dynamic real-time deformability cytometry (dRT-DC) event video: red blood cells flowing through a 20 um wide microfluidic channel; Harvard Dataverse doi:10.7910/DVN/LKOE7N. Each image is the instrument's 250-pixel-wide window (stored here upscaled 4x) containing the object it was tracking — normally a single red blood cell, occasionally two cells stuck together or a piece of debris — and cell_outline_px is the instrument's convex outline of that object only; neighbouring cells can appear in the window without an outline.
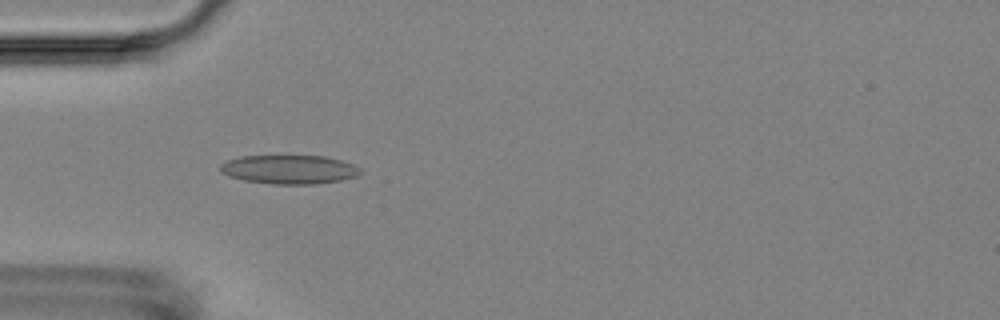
{"species": "Egyptian fruit bat (a non-hibernating species)", "species_latin": "Rousettus aegyptiacus", "temperature_condition": "room temperature", "stored_images_in_passage": 5, "camera_frame_rate_fps": 3000, "um_per_image_px": 0.085, "animal": {"sex": "female"}, "frame": {"image": 1, "passage_image": 4, "time_ms": 3.333, "image_size_px": [1000, 320], "cell_outline_px": [[364, 172], [356, 176], [340, 180], [316, 184], [272, 184], [244, 180], [228, 176], [220, 172], [220, 164], [228, 160], [240, 156], [324, 156], [340, 160], [352, 164], [360, 168]], "centroid_in_image_um": [24.58, 14.41], "position_along_channel_um": 60.4, "area_um2": 23.58}}
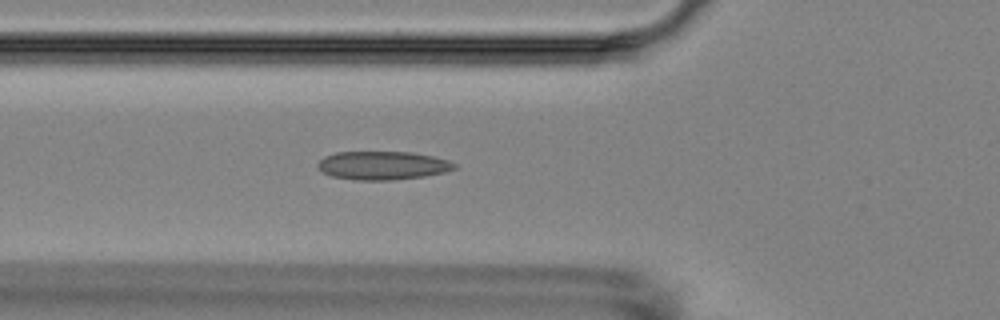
{"frame": {"image": 2, "passage_image": 5, "time_ms": 4.333, "image_size_px": [1000, 320], "cell_outline_px": [[456, 168], [444, 172], [424, 176], [392, 180], [356, 180], [332, 176], [320, 172], [316, 164], [324, 156], [336, 152], [412, 152], [432, 156], [448, 160], [456, 164]], "centroid_in_image_um": [32.49, 14.06], "position_along_channel_um": 93.3, "area_um2": 22.72}}